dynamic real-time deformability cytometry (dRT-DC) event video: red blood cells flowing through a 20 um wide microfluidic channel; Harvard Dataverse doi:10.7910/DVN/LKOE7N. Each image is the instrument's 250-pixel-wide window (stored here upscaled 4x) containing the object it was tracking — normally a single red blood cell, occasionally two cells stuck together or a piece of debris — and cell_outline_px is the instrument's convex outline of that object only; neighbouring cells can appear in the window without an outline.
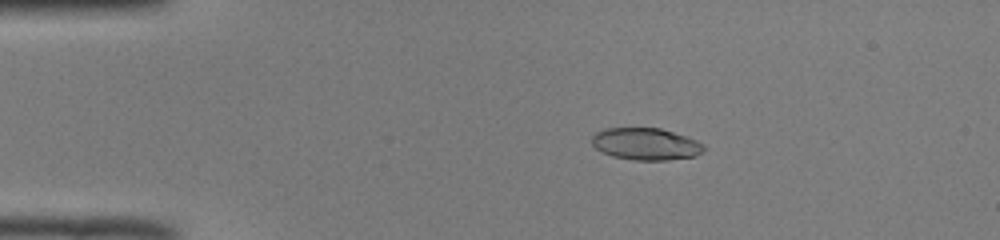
{"species": "common noctule bat (a hibernating species)", "species_latin": "Nyctalus noctula", "temperature_condition": "room temperature", "stored_images_in_passage": 50, "camera_frame_rate_fps": 3000, "um_per_image_px": 0.085, "animal": {"sex": "male", "body_mass_g": 19.0, "forearm_length_mm": 50.8}, "frame": {"image": 1, "passage_image": 9, "time_ms": 2.667, "image_size_px": [1000, 240], "cell_outline_px": [[708, 148], [704, 152], [696, 156], [668, 160], [632, 160], [612, 156], [596, 148], [592, 144], [592, 136], [596, 132], [604, 128], [660, 128], [688, 136], [704, 144]], "centroid_in_image_um": [54.95, 12.24], "position_along_channel_um": 30.1, "area_um2": 21.15}}
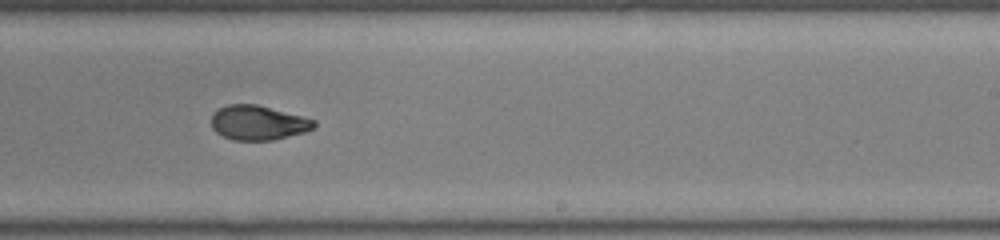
{"frame": {"image": 2, "passage_image": 31, "time_ms": 10.0, "image_size_px": [1000, 240], "cell_outline_px": [[316, 124], [312, 128], [304, 132], [272, 140], [232, 140], [216, 132], [212, 128], [212, 116], [220, 108], [228, 104], [256, 104], [316, 120]], "centroid_in_image_um": [21.93, 10.43], "position_along_channel_um": 267.1, "area_um2": 20.35}}
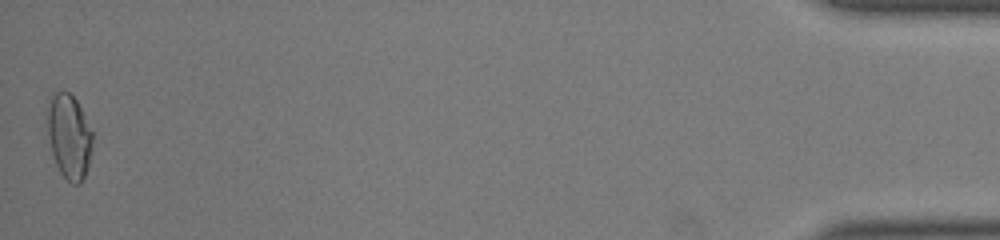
{"frame": {"image": 3, "passage_image": 50, "time_ms": 16.333, "image_size_px": [1000, 240], "cell_outline_px": [[92, 148], [88, 164], [84, 176], [80, 184], [72, 184], [60, 172], [56, 164], [52, 152], [48, 136], [48, 100], [56, 92], [68, 92], [76, 100], [92, 132]], "centroid_in_image_um": [5.87, 11.61], "position_along_channel_um": 429.3, "area_um2": 21.79}, "authors_computed_cell_mechanics": {"area_um2": 21.2704, "velocity_mm_per_s": 4.0097, "shape_relaxation_time_tau1_ms": null, "shape_relaxation_time_tau2_ms": 1.4116, "deformation_change_tau1": null, "deformation_change_tau2": 0.0641}}